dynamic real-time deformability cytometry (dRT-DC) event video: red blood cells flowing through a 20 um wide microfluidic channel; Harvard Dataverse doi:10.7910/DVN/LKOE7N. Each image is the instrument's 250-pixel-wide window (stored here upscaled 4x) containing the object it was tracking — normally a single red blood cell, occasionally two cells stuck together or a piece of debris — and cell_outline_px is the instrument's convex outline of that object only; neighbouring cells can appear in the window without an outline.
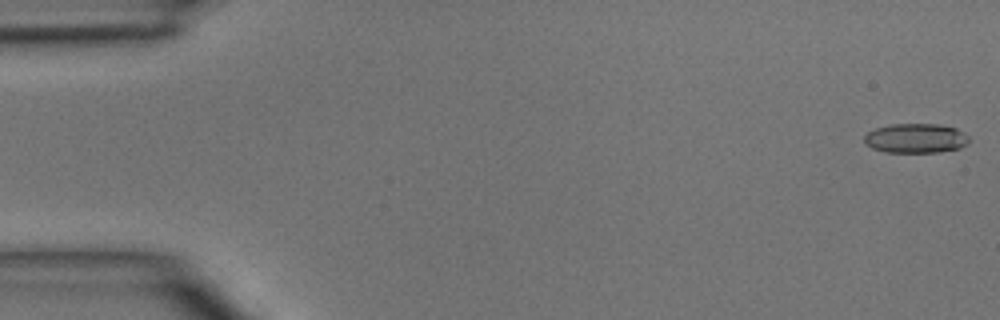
{"species": "common noctule bat (a hibernating species)", "species_latin": "Nyctalus noctula", "temperature_condition": "room temperature", "stored_images_in_passage": 5, "camera_frame_rate_fps": 3000, "um_per_image_px": 0.085, "animal": {"sex": "male", "body_mass_g": 15.6}, "frame": {"image": 1, "passage_image": 1, "time_ms": 0.0, "image_size_px": [1000, 320], "cell_outline_px": [[968, 144], [960, 148], [940, 152], [884, 152], [872, 148], [864, 144], [864, 136], [868, 132], [876, 128], [892, 124], [940, 124], [956, 128], [964, 132], [968, 136]], "centroid_in_image_um": [77.84, 11.75], "position_along_channel_um": 7.2, "area_um2": 18.15}}